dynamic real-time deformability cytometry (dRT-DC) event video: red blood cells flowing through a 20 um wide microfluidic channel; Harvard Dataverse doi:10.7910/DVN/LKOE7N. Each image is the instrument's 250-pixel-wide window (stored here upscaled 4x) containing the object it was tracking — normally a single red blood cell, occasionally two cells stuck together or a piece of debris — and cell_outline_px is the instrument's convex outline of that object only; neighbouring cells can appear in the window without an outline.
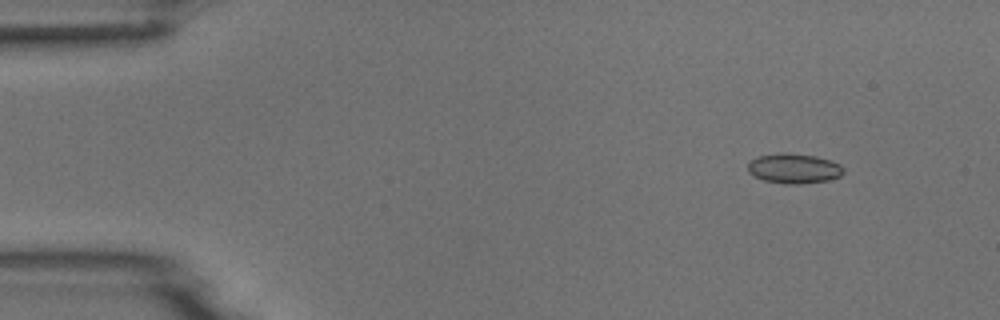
{"species": "common noctule bat (a hibernating species)", "species_latin": "Nyctalus noctula", "temperature_condition": "room temperature", "stored_images_in_passage": 4, "camera_frame_rate_fps": 3000, "um_per_image_px": 0.085, "animal": {"sex": "male", "body_mass_g": 18.8}, "frame": {"image": 1, "passage_image": 2, "time_ms": 0.333, "image_size_px": [1000, 320], "cell_outline_px": [[844, 172], [840, 176], [828, 180], [796, 184], [784, 184], [764, 180], [748, 172], [748, 164], [752, 160], [760, 156], [784, 152], [816, 156], [840, 164], [844, 168]], "centroid_in_image_um": [67.5, 14.32], "position_along_channel_um": 17.5, "area_um2": 16.47}}
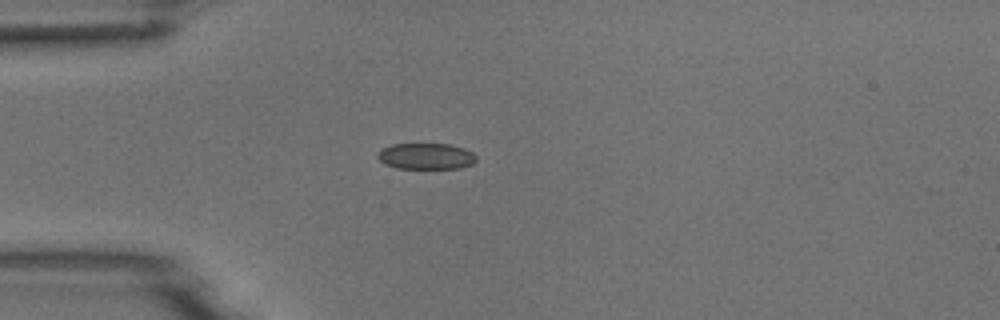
{"frame": {"image": 2, "passage_image": 4, "time_ms": 1.0, "image_size_px": [1000, 320], "cell_outline_px": [[476, 160], [472, 164], [460, 168], [396, 168], [384, 164], [376, 156], [380, 148], [392, 144], [448, 144], [464, 148], [472, 152], [476, 156]], "centroid_in_image_um": [36.18, 13.27], "position_along_channel_um": 48.8, "area_um2": 15.09}}